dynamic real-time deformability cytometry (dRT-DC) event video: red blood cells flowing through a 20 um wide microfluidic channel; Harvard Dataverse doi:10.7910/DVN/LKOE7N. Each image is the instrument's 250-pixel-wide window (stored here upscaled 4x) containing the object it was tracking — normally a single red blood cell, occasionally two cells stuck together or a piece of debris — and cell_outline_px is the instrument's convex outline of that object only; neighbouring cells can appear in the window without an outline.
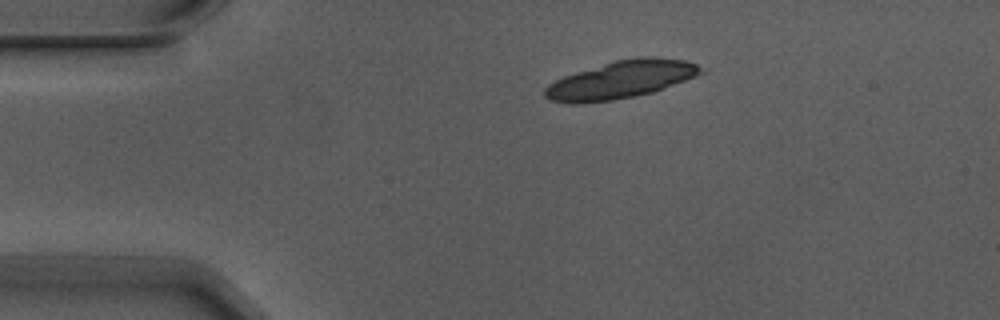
{"species": "Egyptian fruit bat (a non-hibernating species)", "species_latin": "Rousettus aegyptiacus", "temperature_condition": "warm", "stored_images_in_passage": 5, "segment_of_instrument_passage": [2, 2], "camera_frame_rate_fps": 3000, "um_per_image_px": 0.085, "animal": {"sex": "male"}, "frame": {"image": 1, "passage_image": 5, "time_ms": 1.333, "image_size_px": [1000, 320], "cell_outline_px": [[708, 68], [704, 72], [684, 80], [652, 92], [636, 96], [612, 100], [580, 104], [576, 104], [548, 100], [544, 96], [544, 88], [548, 84], [564, 76], [576, 72], [616, 60], [636, 56], [652, 56], [684, 60]], "centroid_in_image_um": [52.77, 6.77], "position_along_channel_um": 32.2, "area_um2": 34.22}}